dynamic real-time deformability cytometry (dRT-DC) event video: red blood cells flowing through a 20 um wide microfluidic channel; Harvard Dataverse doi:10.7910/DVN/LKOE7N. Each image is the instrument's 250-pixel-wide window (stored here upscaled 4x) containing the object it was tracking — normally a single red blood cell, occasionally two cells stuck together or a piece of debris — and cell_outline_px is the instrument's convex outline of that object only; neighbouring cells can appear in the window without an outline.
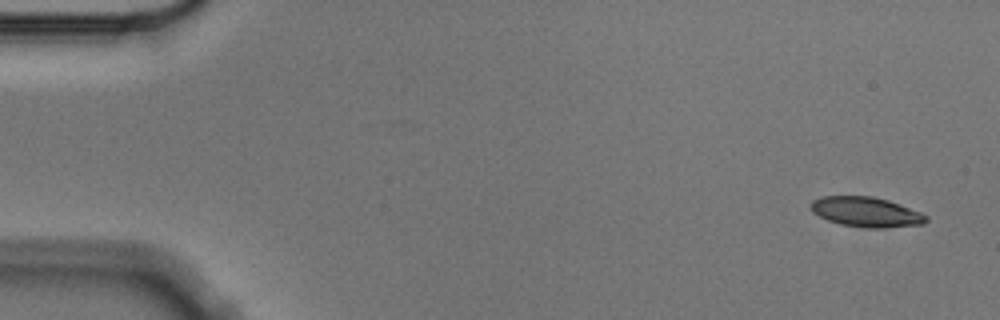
{"species": "Egyptian fruit bat (a non-hibernating species)", "species_latin": "Rousettus aegyptiacus", "temperature_condition": "cold", "stored_images_in_passage": 4, "camera_frame_rate_fps": 3000, "um_per_image_px": 0.085, "animal": {"sex": "male"}, "frame": {"image": 1, "passage_image": 1, "time_ms": 0.0, "image_size_px": [1000, 320], "cell_outline_px": [[928, 220], [924, 224], [884, 228], [864, 228], [840, 224], [828, 220], [812, 212], [812, 200], [824, 196], [872, 196], [888, 200], [900, 204], [920, 212], [928, 216]], "centroid_in_image_um": [73.65, 18.02], "position_along_channel_um": 11.3, "area_um2": 20.11}}
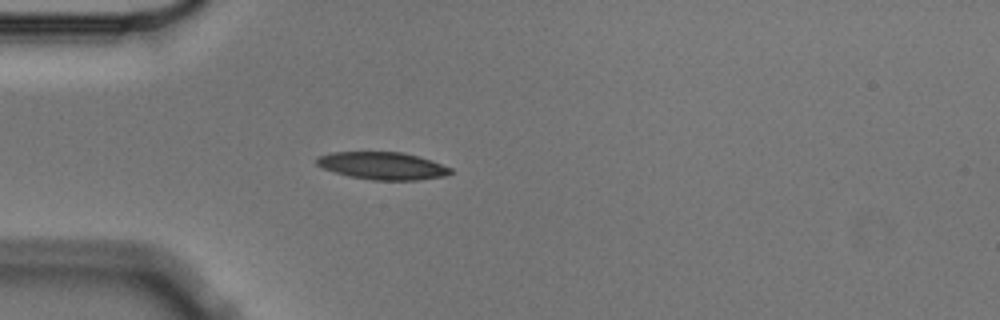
{"frame": {"image": 2, "passage_image": 4, "time_ms": 1.0, "image_size_px": [1000, 320], "cell_outline_px": [[452, 172], [444, 176], [416, 180], [372, 180], [348, 176], [324, 168], [316, 164], [316, 160], [320, 156], [332, 152], [400, 152], [432, 160], [452, 168]], "centroid_in_image_um": [32.53, 14.09], "position_along_channel_um": 52.5, "area_um2": 21.21}}